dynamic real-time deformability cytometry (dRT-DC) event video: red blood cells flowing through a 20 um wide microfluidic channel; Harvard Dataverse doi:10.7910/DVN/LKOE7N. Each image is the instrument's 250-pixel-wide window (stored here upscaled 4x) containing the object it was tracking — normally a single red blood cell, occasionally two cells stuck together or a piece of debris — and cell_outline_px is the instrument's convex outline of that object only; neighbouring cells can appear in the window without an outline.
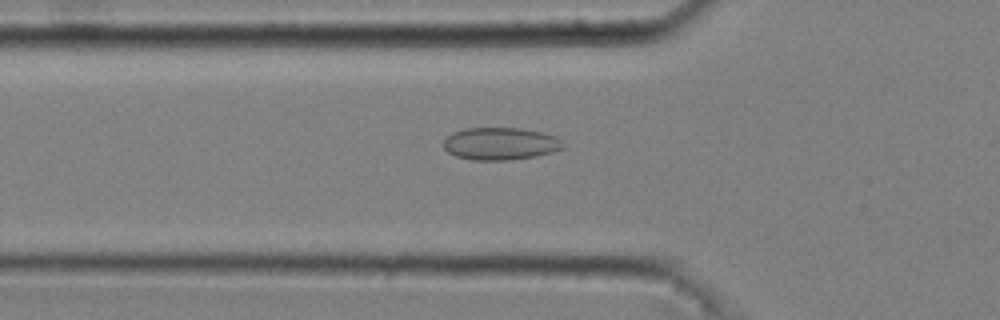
{"species": "common noctule bat (a hibernating species)", "species_latin": "Nyctalus noctula", "temperature_condition": "cold", "stored_images_in_passage": 35, "camera_frame_rate_fps": 3000, "um_per_image_px": 0.085, "animal": {"sex": "male", "body_mass_g": 20.4}, "frame": {"image": 1, "passage_image": 4, "time_ms": 1.0, "image_size_px": [1000, 320], "cell_outline_px": [[564, 148], [552, 152], [536, 156], [508, 160], [472, 160], [456, 156], [448, 152], [444, 148], [444, 140], [452, 132], [464, 128], [520, 128], [540, 132], [556, 136], [564, 144]], "centroid_in_image_um": [42.52, 12.21], "position_along_channel_um": 83.3, "area_um2": 22.6}}
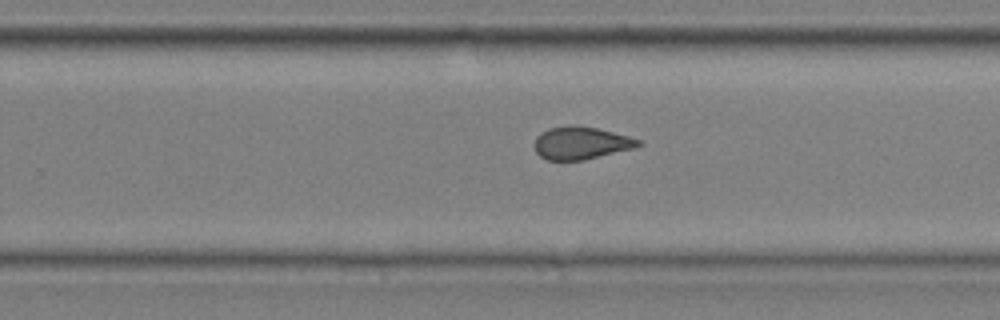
{"frame": {"image": 2, "passage_image": 20, "time_ms": 6.333, "image_size_px": [1000, 320], "cell_outline_px": [[644, 144], [636, 148], [584, 160], [548, 160], [540, 156], [536, 152], [536, 136], [540, 132], [548, 128], [572, 124], [596, 128], [628, 136], [640, 140]], "centroid_in_image_um": [49.41, 12.15], "position_along_channel_um": 280.4, "area_um2": 19.83}}
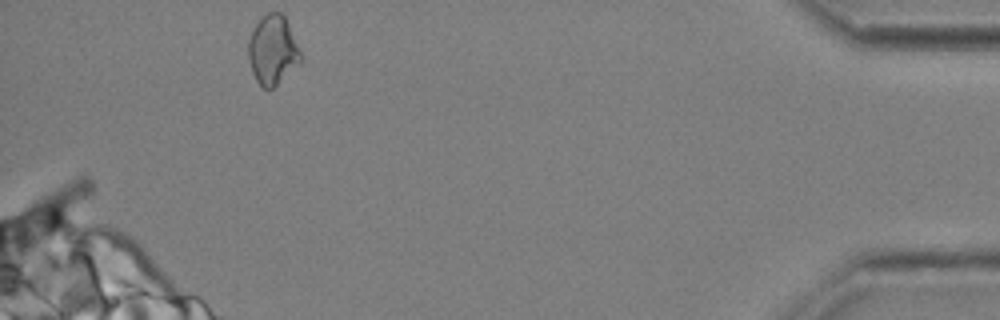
{"frame": {"image": 3, "passage_image": 35, "time_ms": 11.333, "image_size_px": [1000, 320], "cell_outline_px": [[304, 56], [272, 88], [264, 88], [256, 80], [252, 72], [248, 56], [248, 40], [256, 24], [268, 12], [280, 12], [284, 16]], "centroid_in_image_um": [23.17, 4.23], "position_along_channel_um": 412.0, "area_um2": 20.58}, "authors_computed_cell_mechanics": {"area_um2": 20.23, "velocity_mm_per_s": 3.694, "shape_relaxation_time_tau1_ms": null, "shape_relaxation_time_tau2_ms": 1.7803, "deformation_change_tau1": null, "deformation_change_tau2": 0.0684}}